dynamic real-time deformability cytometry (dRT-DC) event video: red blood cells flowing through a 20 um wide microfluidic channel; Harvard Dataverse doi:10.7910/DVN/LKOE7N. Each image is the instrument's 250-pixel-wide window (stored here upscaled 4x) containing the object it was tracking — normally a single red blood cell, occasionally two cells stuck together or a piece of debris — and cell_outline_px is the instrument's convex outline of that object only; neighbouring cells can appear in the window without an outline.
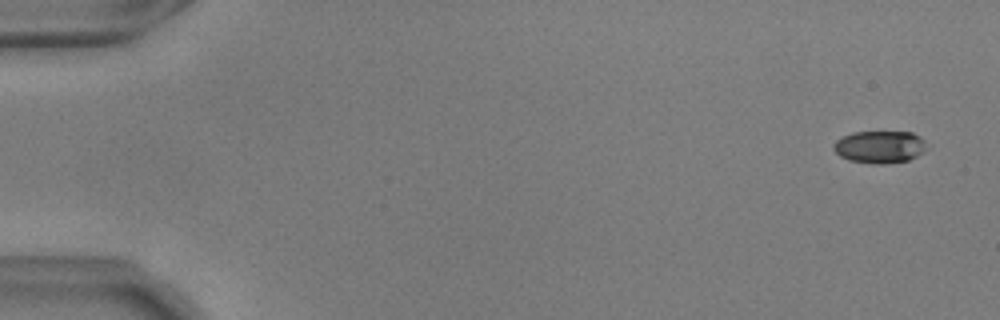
{"species": "common noctule bat (a hibernating species)", "species_latin": "Nyctalus noctula", "temperature_condition": "warm", "stored_images_in_passage": 54, "camera_frame_rate_fps": 3000, "um_per_image_px": 0.085, "animal": {"sex": "male", "body_mass_g": 17.9, "forearm_length_mm": 54.2}, "frame": {"image": 1, "passage_image": 1, "time_ms": 0.0, "image_size_px": [1000, 320], "cell_outline_px": [[924, 152], [908, 160], [884, 164], [872, 164], [848, 160], [840, 156], [832, 148], [832, 144], [836, 140], [852, 132], [912, 132], [920, 136], [924, 140]], "centroid_in_image_um": [74.74, 12.49], "position_along_channel_um": 10.3, "area_um2": 17.57}}
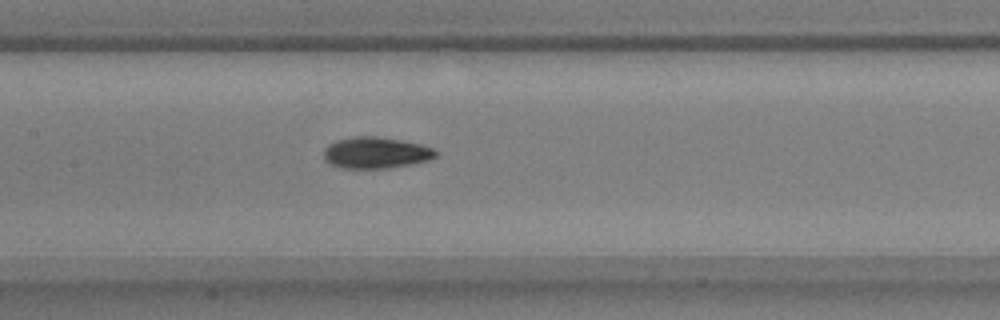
{"frame": {"image": 2, "passage_image": 26, "time_ms": 8.333, "image_size_px": [1000, 320], "cell_outline_px": [[436, 156], [428, 160], [388, 168], [344, 168], [328, 164], [324, 160], [324, 148], [328, 144], [336, 140], [356, 136], [376, 136], [400, 140], [420, 144], [432, 148], [436, 152]], "centroid_in_image_um": [31.88, 12.98], "position_along_channel_um": 175.5, "area_um2": 20.35}}
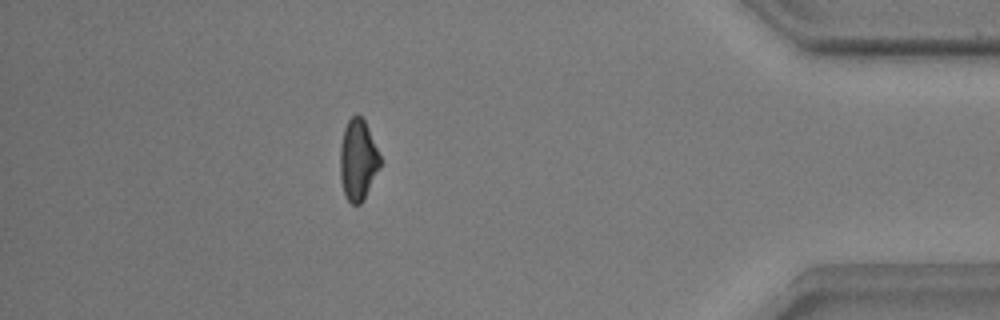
{"frame": {"image": 3, "passage_image": 48, "time_ms": 15.667, "image_size_px": [1000, 320], "cell_outline_px": [[380, 168], [364, 200], [360, 204], [352, 204], [348, 200], [344, 192], [340, 180], [340, 144], [344, 128], [348, 120], [356, 112], [364, 120], [380, 156]], "centroid_in_image_um": [30.41, 13.6], "position_along_channel_um": 404.8, "area_um2": 18.9}, "authors_computed_cell_mechanics": {"area_um2": 19.3919, "velocity_mm_per_s": 3.6857, "shape_relaxation_time_tau1_ms": 3.5703, "shape_relaxation_time_tau2_ms": 5.8581, "deformation_change_tau1": 0.129, "deformation_change_tau2": 0.1147}}